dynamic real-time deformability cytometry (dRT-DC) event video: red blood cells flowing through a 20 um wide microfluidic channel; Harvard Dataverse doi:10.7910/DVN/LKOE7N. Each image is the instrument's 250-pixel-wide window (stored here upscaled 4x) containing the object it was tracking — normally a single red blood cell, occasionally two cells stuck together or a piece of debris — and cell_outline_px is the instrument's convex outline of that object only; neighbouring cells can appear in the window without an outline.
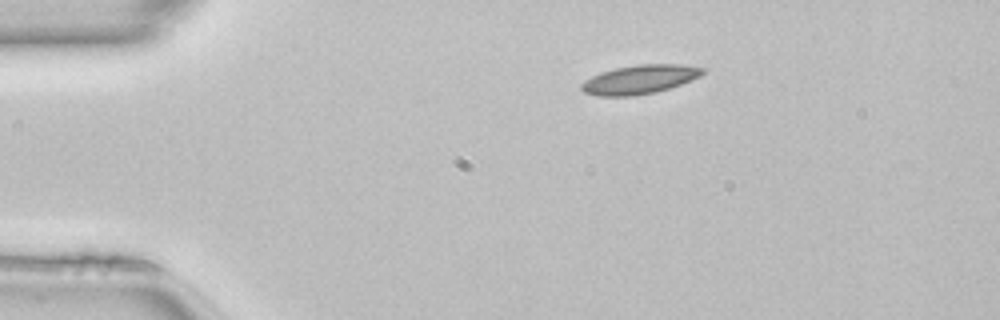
{"species": "common noctule bat (a hibernating species)", "species_latin": "Nyctalus noctula", "temperature_condition": "room temperature", "stored_images_in_passage": 41, "camera_frame_rate_fps": 3000, "um_per_image_px": 0.085, "animal": {"sex": "female", "body_mass_g": 22.7, "forearm_length_mm": 54.2}, "frame": {"image": 1, "passage_image": 1, "time_ms": 0.0, "image_size_px": [1000, 320], "cell_outline_px": [[704, 72], [700, 76], [680, 84], [656, 92], [636, 96], [596, 96], [584, 92], [580, 88], [580, 84], [592, 76], [600, 72], [616, 68], [640, 64], [680, 64], [704, 68]], "centroid_in_image_um": [54.34, 6.76], "position_along_channel_um": 30.7, "area_um2": 20.35}}
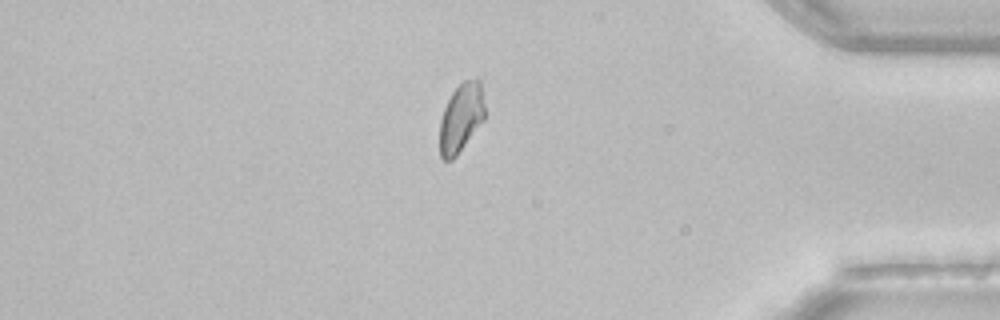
{"frame": {"image": 2, "passage_image": 34, "time_ms": 11.0, "image_size_px": [1000, 320], "cell_outline_px": [[484, 120], [456, 156], [452, 160], [444, 160], [440, 156], [440, 120], [444, 108], [452, 92], [464, 80], [480, 80], [484, 104]], "centroid_in_image_um": [39.18, 10.03], "position_along_channel_um": 396.0, "area_um2": 17.86}}
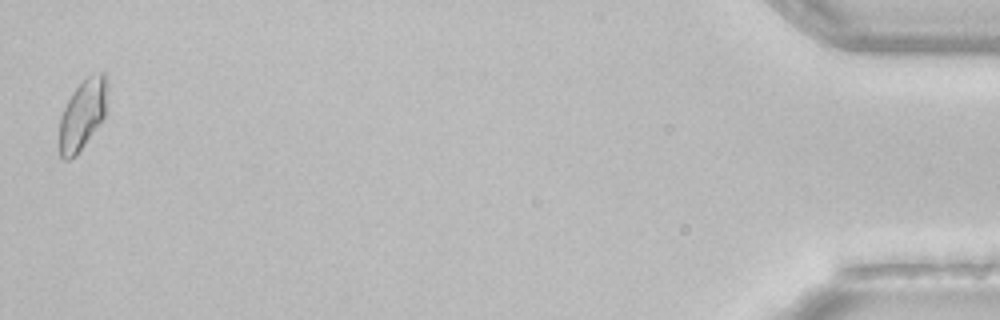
{"frame": {"image": 3, "passage_image": 41, "time_ms": 13.333, "image_size_px": [1000, 320], "cell_outline_px": [[108, 84], [104, 120], [76, 156], [68, 160], [64, 160], [60, 156], [60, 116], [72, 92], [88, 76], [100, 72], [104, 72]], "centroid_in_image_um": [7.04, 9.75], "position_along_channel_um": 428.2, "area_um2": 19.71}, "authors_computed_cell_mechanics": {"area_um2": 19.1318, "velocity_mm_per_s": 4.1062, "shape_relaxation_time_tau1_ms": 8.9288, "shape_relaxation_time_tau2_ms": null, "deformation_change_tau1": 0.1617, "deformation_change_tau2": null}}